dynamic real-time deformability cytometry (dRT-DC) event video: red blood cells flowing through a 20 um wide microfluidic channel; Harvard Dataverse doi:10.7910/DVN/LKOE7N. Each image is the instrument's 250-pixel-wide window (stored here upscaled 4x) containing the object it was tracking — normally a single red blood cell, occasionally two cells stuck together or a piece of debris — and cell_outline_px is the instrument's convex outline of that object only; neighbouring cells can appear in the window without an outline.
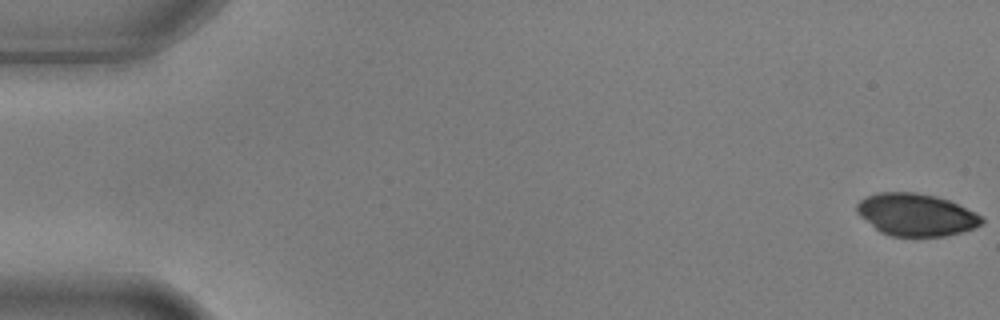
{"species": "common noctule bat (a hibernating species)", "species_latin": "Nyctalus noctula", "temperature_condition": "warm", "stored_images_in_passage": 5, "camera_frame_rate_fps": 3000, "um_per_image_px": 0.085, "animal": {"sex": "male", "body_mass_g": 17.9, "forearm_length_mm": 54.2}, "frame": {"image": 1, "passage_image": 1, "time_ms": 0.0, "image_size_px": [1000, 320], "cell_outline_px": [[984, 224], [960, 232], [944, 236], [892, 236], [880, 232], [860, 216], [856, 212], [856, 204], [860, 200], [876, 192], [916, 192], [936, 196], [948, 200], [976, 212], [984, 220]], "centroid_in_image_um": [77.85, 18.24], "position_along_channel_um": 7.1, "area_um2": 30.75}}
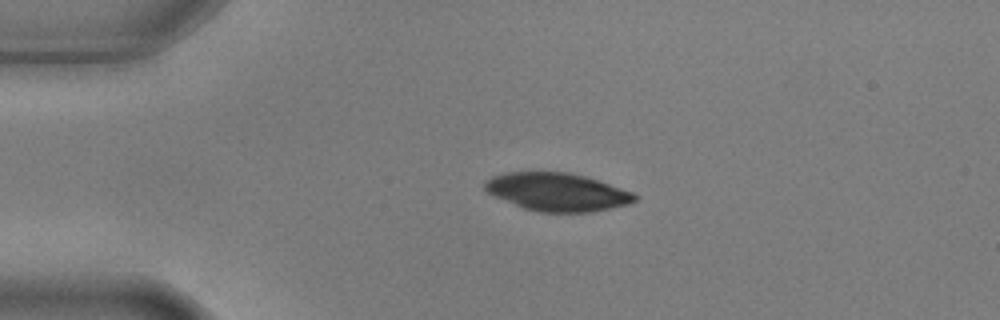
{"frame": {"image": 2, "passage_image": 4, "time_ms": 1.0, "image_size_px": [1000, 320], "cell_outline_px": [[640, 196], [636, 200], [628, 204], [592, 212], [540, 212], [524, 208], [496, 196], [488, 192], [484, 188], [484, 180], [492, 176], [504, 172], [568, 172], [588, 176], [600, 180], [632, 192]], "centroid_in_image_um": [47.39, 16.3], "position_along_channel_um": 37.6, "area_um2": 33.29}}